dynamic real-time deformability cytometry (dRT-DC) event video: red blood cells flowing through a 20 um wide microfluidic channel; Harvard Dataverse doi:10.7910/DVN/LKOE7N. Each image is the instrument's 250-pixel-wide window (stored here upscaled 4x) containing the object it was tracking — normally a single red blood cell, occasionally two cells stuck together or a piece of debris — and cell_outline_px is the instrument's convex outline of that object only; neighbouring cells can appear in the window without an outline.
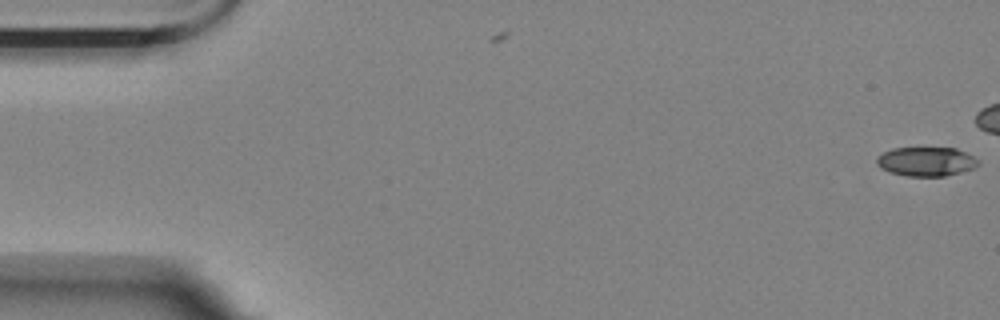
{"species": "Egyptian fruit bat (a non-hibernating species)", "species_latin": "Rousettus aegyptiacus", "temperature_condition": "room temperature", "stored_images_in_passage": 2, "camera_frame_rate_fps": 3000, "um_per_image_px": 0.085, "animal": {"sex": "female"}, "frame": {"image": 1, "passage_image": 2, "time_ms": 0.333, "image_size_px": [1000, 320], "cell_outline_px": [[980, 164], [972, 168], [960, 172], [944, 176], [908, 176], [888, 172], [880, 168], [876, 164], [876, 156], [892, 148], [956, 148], [980, 160]], "centroid_in_image_um": [78.69, 13.73], "position_along_channel_um": 6.3, "area_um2": 17.28}}